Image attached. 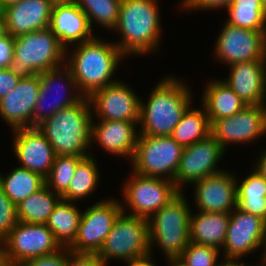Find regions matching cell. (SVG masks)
I'll return each mask as SVG.
<instances>
[{"mask_svg":"<svg viewBox=\"0 0 266 266\" xmlns=\"http://www.w3.org/2000/svg\"><path fill=\"white\" fill-rule=\"evenodd\" d=\"M66 51L65 64L70 68L80 93L89 97L93 92L117 81L112 79L121 60L126 58L113 41L92 39L77 43ZM69 54V55H68Z\"/></svg>","mask_w":266,"mask_h":266,"instance_id":"cell-1","label":"cell"},{"mask_svg":"<svg viewBox=\"0 0 266 266\" xmlns=\"http://www.w3.org/2000/svg\"><path fill=\"white\" fill-rule=\"evenodd\" d=\"M167 76L157 83L145 103L140 100L139 135L170 136L192 105V92L183 79ZM147 103V104H146Z\"/></svg>","mask_w":266,"mask_h":266,"instance_id":"cell-2","label":"cell"},{"mask_svg":"<svg viewBox=\"0 0 266 266\" xmlns=\"http://www.w3.org/2000/svg\"><path fill=\"white\" fill-rule=\"evenodd\" d=\"M158 0H121L118 23L113 29L122 35L114 41L127 57L153 54L160 47L161 16Z\"/></svg>","mask_w":266,"mask_h":266,"instance_id":"cell-3","label":"cell"},{"mask_svg":"<svg viewBox=\"0 0 266 266\" xmlns=\"http://www.w3.org/2000/svg\"><path fill=\"white\" fill-rule=\"evenodd\" d=\"M88 97L64 107L37 128L50 142L56 155L87 157L91 148L92 112Z\"/></svg>","mask_w":266,"mask_h":266,"instance_id":"cell-4","label":"cell"},{"mask_svg":"<svg viewBox=\"0 0 266 266\" xmlns=\"http://www.w3.org/2000/svg\"><path fill=\"white\" fill-rule=\"evenodd\" d=\"M65 61L66 47L48 27L14 37V56L7 69L26 78L60 67Z\"/></svg>","mask_w":266,"mask_h":266,"instance_id":"cell-5","label":"cell"},{"mask_svg":"<svg viewBox=\"0 0 266 266\" xmlns=\"http://www.w3.org/2000/svg\"><path fill=\"white\" fill-rule=\"evenodd\" d=\"M183 191L147 220L149 223L150 251L153 246L162 250L167 261L178 259L190 243V203Z\"/></svg>","mask_w":266,"mask_h":266,"instance_id":"cell-6","label":"cell"},{"mask_svg":"<svg viewBox=\"0 0 266 266\" xmlns=\"http://www.w3.org/2000/svg\"><path fill=\"white\" fill-rule=\"evenodd\" d=\"M123 205L122 212L98 252V257L106 266L111 258L126 262L151 253L148 220L129 215Z\"/></svg>","mask_w":266,"mask_h":266,"instance_id":"cell-7","label":"cell"},{"mask_svg":"<svg viewBox=\"0 0 266 266\" xmlns=\"http://www.w3.org/2000/svg\"><path fill=\"white\" fill-rule=\"evenodd\" d=\"M183 150L171 136L139 135L131 161L132 171L174 181Z\"/></svg>","mask_w":266,"mask_h":266,"instance_id":"cell-8","label":"cell"},{"mask_svg":"<svg viewBox=\"0 0 266 266\" xmlns=\"http://www.w3.org/2000/svg\"><path fill=\"white\" fill-rule=\"evenodd\" d=\"M110 198L99 200L82 211L76 238L68 247L70 251L98 254L115 220L122 212L123 201Z\"/></svg>","mask_w":266,"mask_h":266,"instance_id":"cell-9","label":"cell"},{"mask_svg":"<svg viewBox=\"0 0 266 266\" xmlns=\"http://www.w3.org/2000/svg\"><path fill=\"white\" fill-rule=\"evenodd\" d=\"M131 173L122 190L124 203L131 209L129 215L148 219L180 192L173 181Z\"/></svg>","mask_w":266,"mask_h":266,"instance_id":"cell-10","label":"cell"},{"mask_svg":"<svg viewBox=\"0 0 266 266\" xmlns=\"http://www.w3.org/2000/svg\"><path fill=\"white\" fill-rule=\"evenodd\" d=\"M61 248L46 224L18 222L2 241L5 261L19 265Z\"/></svg>","mask_w":266,"mask_h":266,"instance_id":"cell-11","label":"cell"},{"mask_svg":"<svg viewBox=\"0 0 266 266\" xmlns=\"http://www.w3.org/2000/svg\"><path fill=\"white\" fill-rule=\"evenodd\" d=\"M39 80L40 90L33 112V127H37L44 120L50 118L59 110L77 103L83 97L77 88L70 68L66 64L40 73ZM63 82H66L64 85L67 84V86H64ZM58 89L60 92H58ZM65 90L69 91L68 95ZM56 91L59 93V96H56L57 98L53 101L51 100V102H48V105H50L48 106L47 101H50L48 99L52 98L50 94L52 95L53 93L54 95Z\"/></svg>","mask_w":266,"mask_h":266,"instance_id":"cell-12","label":"cell"},{"mask_svg":"<svg viewBox=\"0 0 266 266\" xmlns=\"http://www.w3.org/2000/svg\"><path fill=\"white\" fill-rule=\"evenodd\" d=\"M263 245V246H262ZM266 247V221L236 207L230 213L223 261H240L242 257Z\"/></svg>","mask_w":266,"mask_h":266,"instance_id":"cell-13","label":"cell"},{"mask_svg":"<svg viewBox=\"0 0 266 266\" xmlns=\"http://www.w3.org/2000/svg\"><path fill=\"white\" fill-rule=\"evenodd\" d=\"M265 134L266 104L247 105L233 116L211 123V135L225 151L231 143H252Z\"/></svg>","mask_w":266,"mask_h":266,"instance_id":"cell-14","label":"cell"},{"mask_svg":"<svg viewBox=\"0 0 266 266\" xmlns=\"http://www.w3.org/2000/svg\"><path fill=\"white\" fill-rule=\"evenodd\" d=\"M215 58L228 66L266 60V31L240 28L225 22L215 43Z\"/></svg>","mask_w":266,"mask_h":266,"instance_id":"cell-15","label":"cell"},{"mask_svg":"<svg viewBox=\"0 0 266 266\" xmlns=\"http://www.w3.org/2000/svg\"><path fill=\"white\" fill-rule=\"evenodd\" d=\"M88 99L93 109L91 110L93 118L97 115L98 120L129 122L140 120L141 99L122 81H116L93 92Z\"/></svg>","mask_w":266,"mask_h":266,"instance_id":"cell-16","label":"cell"},{"mask_svg":"<svg viewBox=\"0 0 266 266\" xmlns=\"http://www.w3.org/2000/svg\"><path fill=\"white\" fill-rule=\"evenodd\" d=\"M226 151L210 135L202 141L184 147L180 164L175 175L174 184L179 191H183V184H193L203 178L223 171L218 169L220 162Z\"/></svg>","mask_w":266,"mask_h":266,"instance_id":"cell-17","label":"cell"},{"mask_svg":"<svg viewBox=\"0 0 266 266\" xmlns=\"http://www.w3.org/2000/svg\"><path fill=\"white\" fill-rule=\"evenodd\" d=\"M224 170L192 184L198 211L231 213L237 207L236 177Z\"/></svg>","mask_w":266,"mask_h":266,"instance_id":"cell-18","label":"cell"},{"mask_svg":"<svg viewBox=\"0 0 266 266\" xmlns=\"http://www.w3.org/2000/svg\"><path fill=\"white\" fill-rule=\"evenodd\" d=\"M13 150L20 167L46 178L55 160V152L37 127L13 130Z\"/></svg>","mask_w":266,"mask_h":266,"instance_id":"cell-19","label":"cell"},{"mask_svg":"<svg viewBox=\"0 0 266 266\" xmlns=\"http://www.w3.org/2000/svg\"><path fill=\"white\" fill-rule=\"evenodd\" d=\"M39 82V74L21 78L17 86L0 100V117L12 131L33 127Z\"/></svg>","mask_w":266,"mask_h":266,"instance_id":"cell-20","label":"cell"},{"mask_svg":"<svg viewBox=\"0 0 266 266\" xmlns=\"http://www.w3.org/2000/svg\"><path fill=\"white\" fill-rule=\"evenodd\" d=\"M96 123L93 118L91 146L98 143L107 153L132 161L139 136V122L97 120Z\"/></svg>","mask_w":266,"mask_h":266,"instance_id":"cell-21","label":"cell"},{"mask_svg":"<svg viewBox=\"0 0 266 266\" xmlns=\"http://www.w3.org/2000/svg\"><path fill=\"white\" fill-rule=\"evenodd\" d=\"M227 79H222L246 105H265L266 60L237 62L229 65Z\"/></svg>","mask_w":266,"mask_h":266,"instance_id":"cell-22","label":"cell"},{"mask_svg":"<svg viewBox=\"0 0 266 266\" xmlns=\"http://www.w3.org/2000/svg\"><path fill=\"white\" fill-rule=\"evenodd\" d=\"M49 28L66 47V51H69V45L82 43L95 36L86 14L76 2H54Z\"/></svg>","mask_w":266,"mask_h":266,"instance_id":"cell-23","label":"cell"},{"mask_svg":"<svg viewBox=\"0 0 266 266\" xmlns=\"http://www.w3.org/2000/svg\"><path fill=\"white\" fill-rule=\"evenodd\" d=\"M54 0H21L2 9L6 32L17 37L29 32L47 29Z\"/></svg>","mask_w":266,"mask_h":266,"instance_id":"cell-24","label":"cell"},{"mask_svg":"<svg viewBox=\"0 0 266 266\" xmlns=\"http://www.w3.org/2000/svg\"><path fill=\"white\" fill-rule=\"evenodd\" d=\"M190 215V242L215 247L224 246L230 213H209L197 211Z\"/></svg>","mask_w":266,"mask_h":266,"instance_id":"cell-25","label":"cell"},{"mask_svg":"<svg viewBox=\"0 0 266 266\" xmlns=\"http://www.w3.org/2000/svg\"><path fill=\"white\" fill-rule=\"evenodd\" d=\"M203 91L202 105L206 109L210 123L233 116L247 106L221 78L211 79Z\"/></svg>","mask_w":266,"mask_h":266,"instance_id":"cell-26","label":"cell"},{"mask_svg":"<svg viewBox=\"0 0 266 266\" xmlns=\"http://www.w3.org/2000/svg\"><path fill=\"white\" fill-rule=\"evenodd\" d=\"M72 201L60 199L47 222L61 247H69L76 238L82 211Z\"/></svg>","mask_w":266,"mask_h":266,"instance_id":"cell-27","label":"cell"},{"mask_svg":"<svg viewBox=\"0 0 266 266\" xmlns=\"http://www.w3.org/2000/svg\"><path fill=\"white\" fill-rule=\"evenodd\" d=\"M250 175L237 180V207L266 221V180L253 168Z\"/></svg>","mask_w":266,"mask_h":266,"instance_id":"cell-28","label":"cell"},{"mask_svg":"<svg viewBox=\"0 0 266 266\" xmlns=\"http://www.w3.org/2000/svg\"><path fill=\"white\" fill-rule=\"evenodd\" d=\"M60 199L59 194L54 193L44 185L16 206L18 221L30 224H47Z\"/></svg>","mask_w":266,"mask_h":266,"instance_id":"cell-29","label":"cell"},{"mask_svg":"<svg viewBox=\"0 0 266 266\" xmlns=\"http://www.w3.org/2000/svg\"><path fill=\"white\" fill-rule=\"evenodd\" d=\"M200 109L190 106L170 135L183 147L205 140L211 135V123L206 109L204 106Z\"/></svg>","mask_w":266,"mask_h":266,"instance_id":"cell-30","label":"cell"},{"mask_svg":"<svg viewBox=\"0 0 266 266\" xmlns=\"http://www.w3.org/2000/svg\"><path fill=\"white\" fill-rule=\"evenodd\" d=\"M44 185L45 178L40 174L20 166L15 167L5 176L0 173V187L16 206Z\"/></svg>","mask_w":266,"mask_h":266,"instance_id":"cell-31","label":"cell"},{"mask_svg":"<svg viewBox=\"0 0 266 266\" xmlns=\"http://www.w3.org/2000/svg\"><path fill=\"white\" fill-rule=\"evenodd\" d=\"M92 155L82 158L76 167L73 179L67 191L61 196V199L67 201H81L85 197H90L100 180V172L96 158Z\"/></svg>","mask_w":266,"mask_h":266,"instance_id":"cell-32","label":"cell"},{"mask_svg":"<svg viewBox=\"0 0 266 266\" xmlns=\"http://www.w3.org/2000/svg\"><path fill=\"white\" fill-rule=\"evenodd\" d=\"M227 23L250 30L266 31V5L262 0H232L226 7Z\"/></svg>","mask_w":266,"mask_h":266,"instance_id":"cell-33","label":"cell"},{"mask_svg":"<svg viewBox=\"0 0 266 266\" xmlns=\"http://www.w3.org/2000/svg\"><path fill=\"white\" fill-rule=\"evenodd\" d=\"M76 3L86 14L91 28L94 21L110 31L116 27L121 0H76Z\"/></svg>","mask_w":266,"mask_h":266,"instance_id":"cell-34","label":"cell"},{"mask_svg":"<svg viewBox=\"0 0 266 266\" xmlns=\"http://www.w3.org/2000/svg\"><path fill=\"white\" fill-rule=\"evenodd\" d=\"M83 157L73 155H56L45 185L54 193L62 196L68 189L78 162Z\"/></svg>","mask_w":266,"mask_h":266,"instance_id":"cell-35","label":"cell"},{"mask_svg":"<svg viewBox=\"0 0 266 266\" xmlns=\"http://www.w3.org/2000/svg\"><path fill=\"white\" fill-rule=\"evenodd\" d=\"M220 251L215 247L190 242L178 260L184 266H219Z\"/></svg>","mask_w":266,"mask_h":266,"instance_id":"cell-36","label":"cell"},{"mask_svg":"<svg viewBox=\"0 0 266 266\" xmlns=\"http://www.w3.org/2000/svg\"><path fill=\"white\" fill-rule=\"evenodd\" d=\"M17 207L0 187V241L11 232L18 223Z\"/></svg>","mask_w":266,"mask_h":266,"instance_id":"cell-37","label":"cell"},{"mask_svg":"<svg viewBox=\"0 0 266 266\" xmlns=\"http://www.w3.org/2000/svg\"><path fill=\"white\" fill-rule=\"evenodd\" d=\"M69 249L62 247L57 252L27 260L22 266H68Z\"/></svg>","mask_w":266,"mask_h":266,"instance_id":"cell-38","label":"cell"},{"mask_svg":"<svg viewBox=\"0 0 266 266\" xmlns=\"http://www.w3.org/2000/svg\"><path fill=\"white\" fill-rule=\"evenodd\" d=\"M232 0H185L180 4L181 10H217L226 9V7L231 3ZM209 9V10H208Z\"/></svg>","mask_w":266,"mask_h":266,"instance_id":"cell-39","label":"cell"},{"mask_svg":"<svg viewBox=\"0 0 266 266\" xmlns=\"http://www.w3.org/2000/svg\"><path fill=\"white\" fill-rule=\"evenodd\" d=\"M68 266H106L97 253H77L69 250Z\"/></svg>","mask_w":266,"mask_h":266,"instance_id":"cell-40","label":"cell"},{"mask_svg":"<svg viewBox=\"0 0 266 266\" xmlns=\"http://www.w3.org/2000/svg\"><path fill=\"white\" fill-rule=\"evenodd\" d=\"M14 56V37L6 34L0 38V69L7 68Z\"/></svg>","mask_w":266,"mask_h":266,"instance_id":"cell-41","label":"cell"},{"mask_svg":"<svg viewBox=\"0 0 266 266\" xmlns=\"http://www.w3.org/2000/svg\"><path fill=\"white\" fill-rule=\"evenodd\" d=\"M20 79L9 69H0V100L17 86Z\"/></svg>","mask_w":266,"mask_h":266,"instance_id":"cell-42","label":"cell"},{"mask_svg":"<svg viewBox=\"0 0 266 266\" xmlns=\"http://www.w3.org/2000/svg\"><path fill=\"white\" fill-rule=\"evenodd\" d=\"M152 253L142 256L139 258H134L129 261H126L128 266H156L154 263V259L151 257Z\"/></svg>","mask_w":266,"mask_h":266,"instance_id":"cell-43","label":"cell"},{"mask_svg":"<svg viewBox=\"0 0 266 266\" xmlns=\"http://www.w3.org/2000/svg\"><path fill=\"white\" fill-rule=\"evenodd\" d=\"M266 149V148H265ZM263 149L261 155L253 165V169L257 171L266 180V150Z\"/></svg>","mask_w":266,"mask_h":266,"instance_id":"cell-44","label":"cell"},{"mask_svg":"<svg viewBox=\"0 0 266 266\" xmlns=\"http://www.w3.org/2000/svg\"><path fill=\"white\" fill-rule=\"evenodd\" d=\"M7 34L6 24L3 11L0 9V38L4 37Z\"/></svg>","mask_w":266,"mask_h":266,"instance_id":"cell-45","label":"cell"},{"mask_svg":"<svg viewBox=\"0 0 266 266\" xmlns=\"http://www.w3.org/2000/svg\"><path fill=\"white\" fill-rule=\"evenodd\" d=\"M219 266H255V265H247L241 261H223V262H221V264ZM256 266H258V265H256Z\"/></svg>","mask_w":266,"mask_h":266,"instance_id":"cell-46","label":"cell"},{"mask_svg":"<svg viewBox=\"0 0 266 266\" xmlns=\"http://www.w3.org/2000/svg\"><path fill=\"white\" fill-rule=\"evenodd\" d=\"M21 0H0V9H4L8 6L14 5L18 2H20Z\"/></svg>","mask_w":266,"mask_h":266,"instance_id":"cell-47","label":"cell"},{"mask_svg":"<svg viewBox=\"0 0 266 266\" xmlns=\"http://www.w3.org/2000/svg\"><path fill=\"white\" fill-rule=\"evenodd\" d=\"M170 266H184L178 259H172L167 261Z\"/></svg>","mask_w":266,"mask_h":266,"instance_id":"cell-48","label":"cell"},{"mask_svg":"<svg viewBox=\"0 0 266 266\" xmlns=\"http://www.w3.org/2000/svg\"><path fill=\"white\" fill-rule=\"evenodd\" d=\"M261 256L262 257H261V260H259L260 261L259 265L266 266V247H265V251L263 252Z\"/></svg>","mask_w":266,"mask_h":266,"instance_id":"cell-49","label":"cell"},{"mask_svg":"<svg viewBox=\"0 0 266 266\" xmlns=\"http://www.w3.org/2000/svg\"><path fill=\"white\" fill-rule=\"evenodd\" d=\"M0 266H22V265L4 261Z\"/></svg>","mask_w":266,"mask_h":266,"instance_id":"cell-50","label":"cell"},{"mask_svg":"<svg viewBox=\"0 0 266 266\" xmlns=\"http://www.w3.org/2000/svg\"><path fill=\"white\" fill-rule=\"evenodd\" d=\"M5 261L4 255H3V251L2 249L0 250V265Z\"/></svg>","mask_w":266,"mask_h":266,"instance_id":"cell-51","label":"cell"},{"mask_svg":"<svg viewBox=\"0 0 266 266\" xmlns=\"http://www.w3.org/2000/svg\"><path fill=\"white\" fill-rule=\"evenodd\" d=\"M54 2H76V0H54Z\"/></svg>","mask_w":266,"mask_h":266,"instance_id":"cell-52","label":"cell"},{"mask_svg":"<svg viewBox=\"0 0 266 266\" xmlns=\"http://www.w3.org/2000/svg\"><path fill=\"white\" fill-rule=\"evenodd\" d=\"M2 249V242L0 241V250Z\"/></svg>","mask_w":266,"mask_h":266,"instance_id":"cell-53","label":"cell"}]
</instances>
